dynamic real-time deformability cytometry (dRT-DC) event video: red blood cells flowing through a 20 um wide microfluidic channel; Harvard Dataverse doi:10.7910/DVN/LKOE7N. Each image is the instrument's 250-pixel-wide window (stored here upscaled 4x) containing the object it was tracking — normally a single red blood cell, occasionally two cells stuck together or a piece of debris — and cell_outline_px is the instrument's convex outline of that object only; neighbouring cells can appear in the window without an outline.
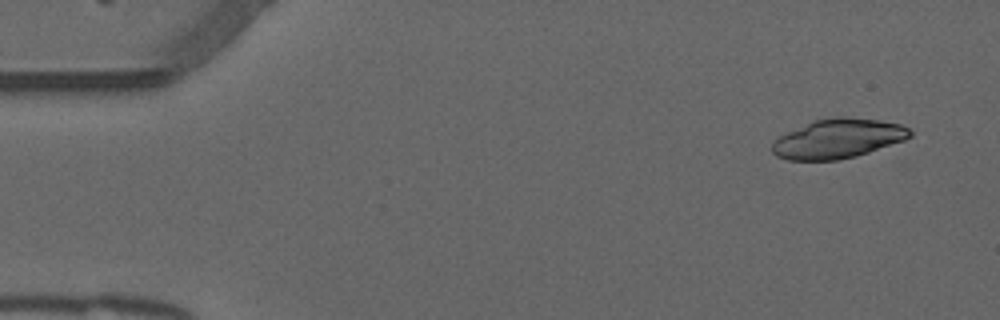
{"species": "common noctule bat (a hibernating species)", "species_latin": "Nyctalus noctula", "temperature_condition": "warm", "stored_images_in_passage": 10, "camera_frame_rate_fps": 3000, "um_per_image_px": 0.085, "animal": {"sex": "male", "forearm_length_mm": 52.5}, "frame": {"image": 1, "passage_image": 3, "time_ms": 0.667, "image_size_px": [1000, 320], "cell_outline_px": [[912, 136], [904, 140], [856, 156], [836, 160], [788, 160], [776, 156], [772, 152], [772, 144], [780, 136], [788, 132], [816, 120], [836, 116], [844, 116], [880, 120], [900, 124], [908, 128], [912, 132]], "centroid_in_image_um": [71.25, 11.78], "position_along_channel_um": 13.8, "area_um2": 31.33}}